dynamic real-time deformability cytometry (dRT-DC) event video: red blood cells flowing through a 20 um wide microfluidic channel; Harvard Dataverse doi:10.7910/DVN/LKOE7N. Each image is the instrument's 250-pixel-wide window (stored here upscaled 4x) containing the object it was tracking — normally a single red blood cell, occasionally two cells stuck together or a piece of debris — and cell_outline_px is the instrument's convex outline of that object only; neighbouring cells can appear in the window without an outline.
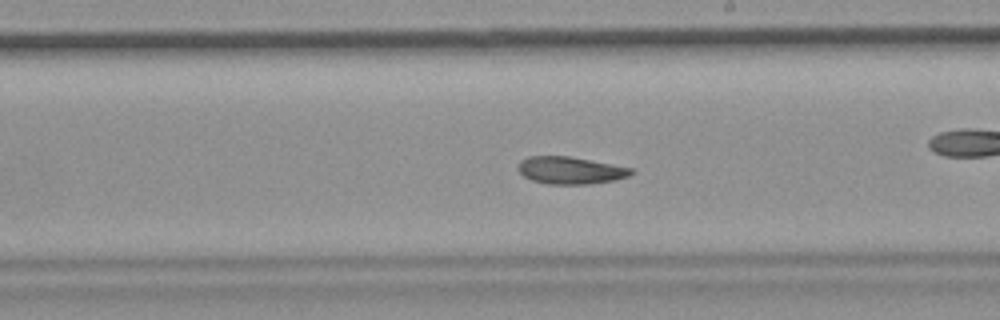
{"species": "common noctule bat (a hibernating species)", "species_latin": "Nyctalus noctula", "temperature_condition": "room temperature", "stored_images_in_passage": 54, "camera_frame_rate_fps": 3000, "um_per_image_px": 0.085, "animal": {"sex": "female", "body_mass_g": 19.9}, "frame": {"image": 1, "passage_image": 31, "time_ms": 10.0, "image_size_px": [1000, 320], "cell_outline_px": [[636, 172], [628, 176], [616, 180], [588, 184], [548, 184], [532, 180], [524, 176], [516, 168], [516, 164], [520, 160], [528, 156], [568, 156], [612, 164], [632, 168]], "centroid_in_image_um": [48.46, 14.48], "position_along_channel_um": 240.5, "area_um2": 18.09}, "authors_computed_cell_mechanics": {"area_um2": 19.1896, "velocity_mm_per_s": 3.7773, "shape_relaxation_time_tau1_ms": null, "shape_relaxation_time_tau2_ms": 7.5001, "deformation_change_tau1": null, "deformation_change_tau2": 0.147}}